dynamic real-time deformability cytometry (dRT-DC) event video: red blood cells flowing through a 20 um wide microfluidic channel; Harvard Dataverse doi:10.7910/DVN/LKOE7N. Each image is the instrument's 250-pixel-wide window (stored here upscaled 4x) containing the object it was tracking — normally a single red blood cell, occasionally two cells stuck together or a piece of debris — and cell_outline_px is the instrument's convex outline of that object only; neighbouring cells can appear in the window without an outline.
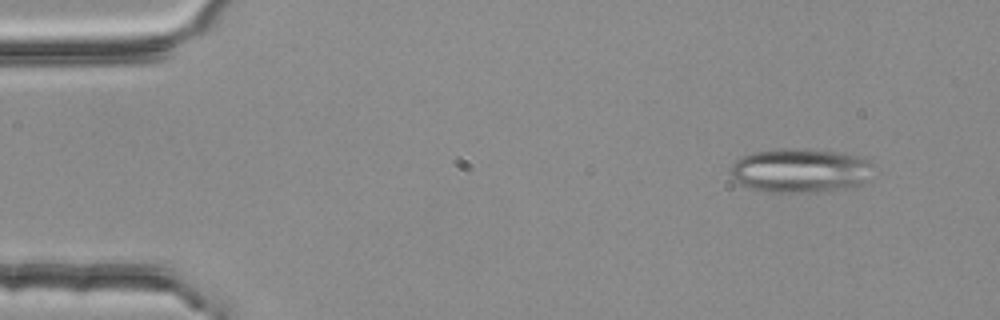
{"species": "common noctule bat (a hibernating species)", "species_latin": "Nyctalus noctula", "temperature_condition": "room temperature", "stored_images_in_passage": 4, "camera_frame_rate_fps": 3000, "um_per_image_px": 0.085, "animal": {"sex": "female", "body_mass_g": 25.1}, "frame": {"image": 1, "passage_image": 1, "time_ms": 0.0, "image_size_px": [1000, 320], "cell_outline_px": [[872, 164], [864, 184], [848, 188], [820, 192], [764, 192], [748, 188], [732, 180], [732, 164], [736, 160], [752, 152], [780, 148], [788, 148], [844, 152], [860, 156], [868, 160]], "centroid_in_image_um": [68.01, 14.5], "position_along_channel_um": 17.0, "area_um2": 36.99}}